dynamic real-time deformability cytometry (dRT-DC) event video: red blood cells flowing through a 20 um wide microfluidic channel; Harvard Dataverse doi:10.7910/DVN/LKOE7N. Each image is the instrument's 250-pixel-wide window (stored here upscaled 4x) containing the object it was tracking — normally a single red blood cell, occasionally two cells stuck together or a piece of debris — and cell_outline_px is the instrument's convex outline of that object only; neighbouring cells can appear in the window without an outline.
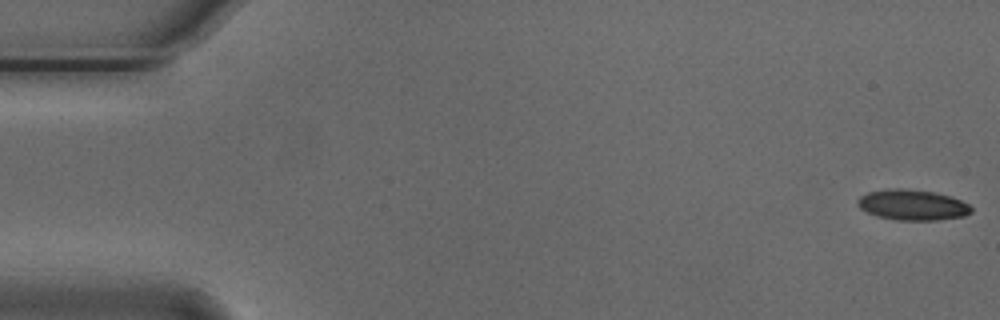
{"species": "Egyptian fruit bat (a non-hibernating species)", "species_latin": "Rousettus aegyptiacus", "temperature_condition": "cold", "stored_images_in_passage": 55, "camera_frame_rate_fps": 3000, "um_per_image_px": 0.085, "animal": {"sex": "male"}, "frame": {"image": 1, "passage_image": 1, "time_ms": 0.0, "image_size_px": [1000, 320], "cell_outline_px": [[972, 212], [964, 216], [936, 220], [896, 220], [876, 216], [860, 208], [856, 204], [856, 200], [860, 196], [868, 192], [884, 188], [904, 188], [932, 192], [952, 196], [968, 204], [972, 208]], "centroid_in_image_um": [77.52, 17.41], "position_along_channel_um": 7.5, "area_um2": 20.4}}
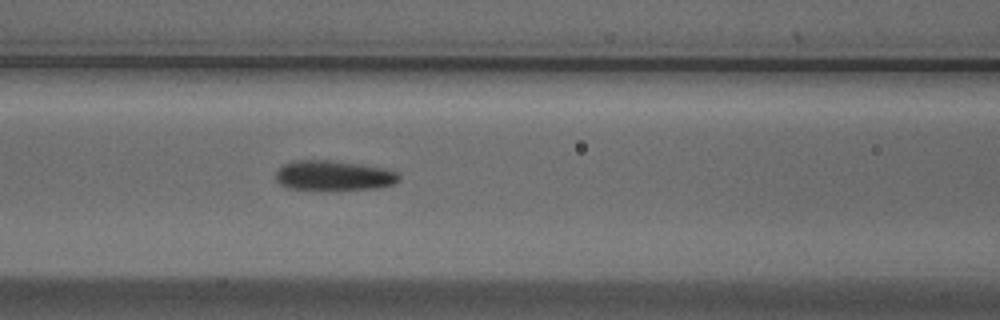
{"frame": {"image": 2, "passage_image": 23, "time_ms": 7.333, "image_size_px": [1000, 320], "cell_outline_px": [[400, 180], [396, 184], [380, 188], [324, 192], [288, 188], [280, 184], [276, 180], [276, 172], [284, 164], [296, 160], [328, 160], [392, 168], [400, 176]], "centroid_in_image_um": [28.43, 14.96], "position_along_channel_um": 138.2, "area_um2": 22.54}}
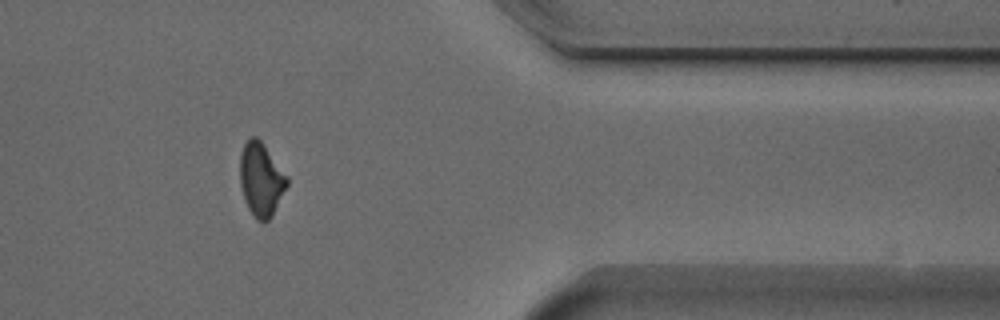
{"frame": {"image": 3, "passage_image": 45, "time_ms": 14.667, "image_size_px": [1000, 320], "cell_outline_px": [[288, 184], [268, 220], [264, 224], [256, 220], [248, 208], [244, 200], [240, 184], [240, 156], [244, 144], [252, 136], [256, 136], [260, 140], [288, 176]], "centroid_in_image_um": [22.17, 15.26], "position_along_channel_um": 389.2, "area_um2": 19.94}, "authors_computed_cell_mechanics": {"area_um2": 20.519, "velocity_mm_per_s": 3.7183, "shape_relaxation_time_tau1_ms": 2.2312, "shape_relaxation_time_tau2_ms": 2.9087, "deformation_change_tau1": 0.118, "deformation_change_tau2": 0.1183}}